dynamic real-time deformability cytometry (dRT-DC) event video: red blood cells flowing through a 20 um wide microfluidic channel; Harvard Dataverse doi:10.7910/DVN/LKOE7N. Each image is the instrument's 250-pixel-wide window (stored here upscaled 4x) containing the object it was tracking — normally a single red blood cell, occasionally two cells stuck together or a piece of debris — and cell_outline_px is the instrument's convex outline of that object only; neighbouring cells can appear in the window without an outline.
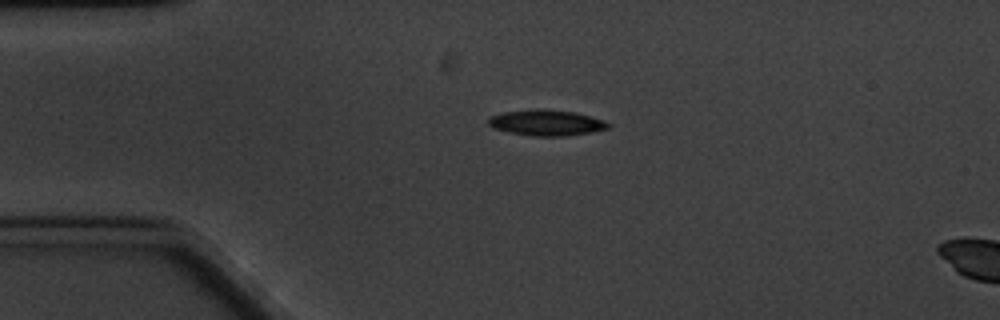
{"species": "common noctule bat (a hibernating species)", "species_latin": "Nyctalus noctula", "temperature_condition": "cold", "stored_images_in_passage": 5, "segment_of_instrument_passage": [1, 2], "camera_frame_rate_fps": 3000, "um_per_image_px": 0.085, "animal": {"sex": "male", "body_mass_g": 20.1, "forearm_length_mm": 53.5}, "frame": {"image": 1, "passage_image": 3, "time_ms": 2.333, "image_size_px": [1000, 320], "cell_outline_px": [[608, 128], [592, 132], [568, 136], [532, 136], [508, 132], [492, 128], [488, 124], [488, 116], [504, 112], [576, 112], [604, 120], [608, 124]], "centroid_in_image_um": [46.43, 10.49], "position_along_channel_um": 38.6, "area_um2": 17.11}}